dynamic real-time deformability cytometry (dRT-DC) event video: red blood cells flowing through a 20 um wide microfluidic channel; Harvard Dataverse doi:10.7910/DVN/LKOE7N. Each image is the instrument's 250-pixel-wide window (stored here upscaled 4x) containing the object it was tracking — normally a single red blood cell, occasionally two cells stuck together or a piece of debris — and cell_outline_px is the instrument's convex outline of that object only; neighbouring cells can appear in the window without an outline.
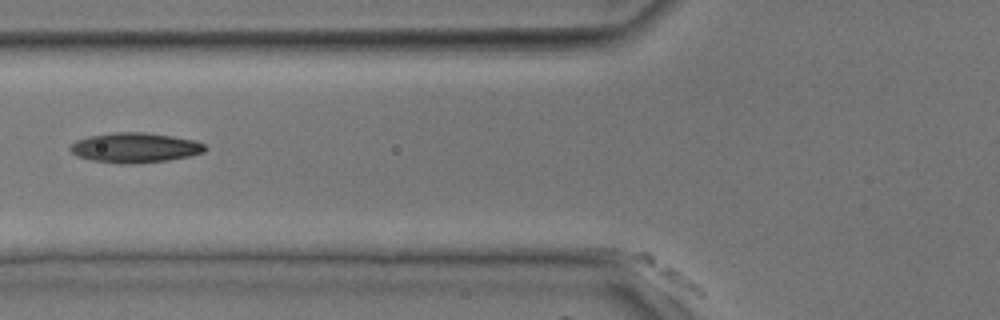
{"species": "common noctule bat (a hibernating species)", "species_latin": "Nyctalus noctula", "temperature_condition": "room temperature", "stored_images_in_passage": 15, "segment_of_instrument_passage": [2, 2], "camera_frame_rate_fps": 3000, "um_per_image_px": 0.085, "animal": {"sex": "male", "body_mass_g": 17.9, "forearm_length_mm": 54.2}, "frame": {"image": 1, "passage_image": 15, "time_ms": 4.667, "image_size_px": [1000, 320], "cell_outline_px": [[704, 296], [700, 296], [588, 248], [616, 248], [648, 252], [700, 284], [704, 288]], "centroid_in_image_um": [55.5, 22.76], "position_along_channel_um": 70.3, "area_um2": 11.73}}